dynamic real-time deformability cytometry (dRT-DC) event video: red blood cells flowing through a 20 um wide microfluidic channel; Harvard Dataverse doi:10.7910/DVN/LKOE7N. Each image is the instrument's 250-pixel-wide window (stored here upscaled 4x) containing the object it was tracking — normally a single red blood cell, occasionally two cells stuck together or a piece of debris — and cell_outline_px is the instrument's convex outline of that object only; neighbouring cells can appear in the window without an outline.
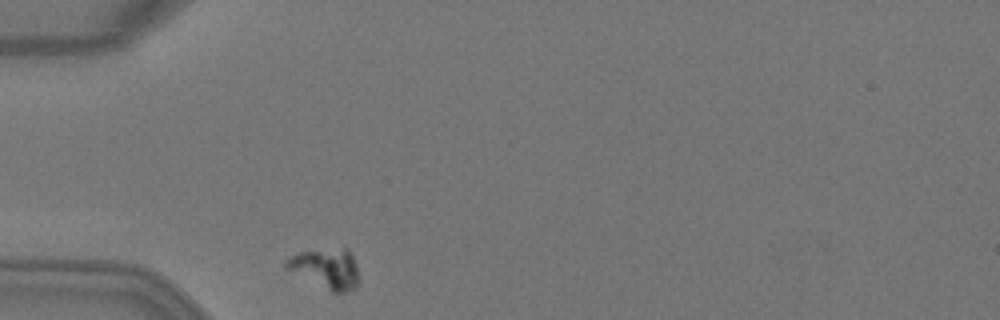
{"species": "Egyptian fruit bat (a non-hibernating species)", "species_latin": "Rousettus aegyptiacus", "temperature_condition": "warm", "stored_images_in_passage": 1, "camera_frame_rate_fps": 3000, "um_per_image_px": 0.085, "animal": {"sex": "female"}, "frame": {"image": 1, "passage_image": 1, "time_ms": 0.0, "image_size_px": [1000, 320], "cell_outline_px": [[360, 280], [348, 292], [332, 292], [284, 268], [284, 260], [300, 252], [344, 248], [352, 256]], "centroid_in_image_um": [27.68, 22.84], "position_along_channel_um": 57.3, "area_um2": 16.53}}